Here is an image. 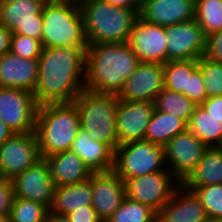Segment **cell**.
Returning <instances> with one entry per match:
<instances>
[{"instance_id":"36","label":"cell","mask_w":222,"mask_h":222,"mask_svg":"<svg viewBox=\"0 0 222 222\" xmlns=\"http://www.w3.org/2000/svg\"><path fill=\"white\" fill-rule=\"evenodd\" d=\"M183 95L195 105H201L207 99L205 83L199 66L192 72L191 76H188L187 91H184Z\"/></svg>"},{"instance_id":"3","label":"cell","mask_w":222,"mask_h":222,"mask_svg":"<svg viewBox=\"0 0 222 222\" xmlns=\"http://www.w3.org/2000/svg\"><path fill=\"white\" fill-rule=\"evenodd\" d=\"M87 45L127 43L140 9H122L105 0H78Z\"/></svg>"},{"instance_id":"12","label":"cell","mask_w":222,"mask_h":222,"mask_svg":"<svg viewBox=\"0 0 222 222\" xmlns=\"http://www.w3.org/2000/svg\"><path fill=\"white\" fill-rule=\"evenodd\" d=\"M207 148L188 129L177 134L164 145L167 169L182 183L196 168Z\"/></svg>"},{"instance_id":"16","label":"cell","mask_w":222,"mask_h":222,"mask_svg":"<svg viewBox=\"0 0 222 222\" xmlns=\"http://www.w3.org/2000/svg\"><path fill=\"white\" fill-rule=\"evenodd\" d=\"M127 43L140 62H166L167 36L163 26L147 23L138 17Z\"/></svg>"},{"instance_id":"8","label":"cell","mask_w":222,"mask_h":222,"mask_svg":"<svg viewBox=\"0 0 222 222\" xmlns=\"http://www.w3.org/2000/svg\"><path fill=\"white\" fill-rule=\"evenodd\" d=\"M125 197L158 212L173 196L181 182L169 169L123 180Z\"/></svg>"},{"instance_id":"43","label":"cell","mask_w":222,"mask_h":222,"mask_svg":"<svg viewBox=\"0 0 222 222\" xmlns=\"http://www.w3.org/2000/svg\"><path fill=\"white\" fill-rule=\"evenodd\" d=\"M13 134V130H11L0 118V145H2Z\"/></svg>"},{"instance_id":"26","label":"cell","mask_w":222,"mask_h":222,"mask_svg":"<svg viewBox=\"0 0 222 222\" xmlns=\"http://www.w3.org/2000/svg\"><path fill=\"white\" fill-rule=\"evenodd\" d=\"M188 129V124L171 113L154 110L144 140L164 146L177 134Z\"/></svg>"},{"instance_id":"20","label":"cell","mask_w":222,"mask_h":222,"mask_svg":"<svg viewBox=\"0 0 222 222\" xmlns=\"http://www.w3.org/2000/svg\"><path fill=\"white\" fill-rule=\"evenodd\" d=\"M147 23L168 27L195 19V2L192 0H148L139 11Z\"/></svg>"},{"instance_id":"29","label":"cell","mask_w":222,"mask_h":222,"mask_svg":"<svg viewBox=\"0 0 222 222\" xmlns=\"http://www.w3.org/2000/svg\"><path fill=\"white\" fill-rule=\"evenodd\" d=\"M154 106L156 110L171 113L183 119L187 124L196 105L182 93H177L166 88L157 95Z\"/></svg>"},{"instance_id":"47","label":"cell","mask_w":222,"mask_h":222,"mask_svg":"<svg viewBox=\"0 0 222 222\" xmlns=\"http://www.w3.org/2000/svg\"><path fill=\"white\" fill-rule=\"evenodd\" d=\"M7 1H13V0H0V3L1 2H7Z\"/></svg>"},{"instance_id":"9","label":"cell","mask_w":222,"mask_h":222,"mask_svg":"<svg viewBox=\"0 0 222 222\" xmlns=\"http://www.w3.org/2000/svg\"><path fill=\"white\" fill-rule=\"evenodd\" d=\"M37 109L32 92L0 87V118L14 133L35 132Z\"/></svg>"},{"instance_id":"21","label":"cell","mask_w":222,"mask_h":222,"mask_svg":"<svg viewBox=\"0 0 222 222\" xmlns=\"http://www.w3.org/2000/svg\"><path fill=\"white\" fill-rule=\"evenodd\" d=\"M38 60L21 58L11 51L0 57V87L34 92L38 80Z\"/></svg>"},{"instance_id":"46","label":"cell","mask_w":222,"mask_h":222,"mask_svg":"<svg viewBox=\"0 0 222 222\" xmlns=\"http://www.w3.org/2000/svg\"><path fill=\"white\" fill-rule=\"evenodd\" d=\"M0 222H9V216H0Z\"/></svg>"},{"instance_id":"34","label":"cell","mask_w":222,"mask_h":222,"mask_svg":"<svg viewBox=\"0 0 222 222\" xmlns=\"http://www.w3.org/2000/svg\"><path fill=\"white\" fill-rule=\"evenodd\" d=\"M205 83L207 98L222 95V63L214 62L203 56L198 60Z\"/></svg>"},{"instance_id":"44","label":"cell","mask_w":222,"mask_h":222,"mask_svg":"<svg viewBox=\"0 0 222 222\" xmlns=\"http://www.w3.org/2000/svg\"><path fill=\"white\" fill-rule=\"evenodd\" d=\"M45 222H70V220L66 216L56 215L49 211L47 213Z\"/></svg>"},{"instance_id":"19","label":"cell","mask_w":222,"mask_h":222,"mask_svg":"<svg viewBox=\"0 0 222 222\" xmlns=\"http://www.w3.org/2000/svg\"><path fill=\"white\" fill-rule=\"evenodd\" d=\"M157 222H211L206 209L193 191L180 185L157 212Z\"/></svg>"},{"instance_id":"7","label":"cell","mask_w":222,"mask_h":222,"mask_svg":"<svg viewBox=\"0 0 222 222\" xmlns=\"http://www.w3.org/2000/svg\"><path fill=\"white\" fill-rule=\"evenodd\" d=\"M167 169L164 146L146 140L119 145L114 151L113 171L127 180Z\"/></svg>"},{"instance_id":"37","label":"cell","mask_w":222,"mask_h":222,"mask_svg":"<svg viewBox=\"0 0 222 222\" xmlns=\"http://www.w3.org/2000/svg\"><path fill=\"white\" fill-rule=\"evenodd\" d=\"M204 58L222 63V30L206 37Z\"/></svg>"},{"instance_id":"35","label":"cell","mask_w":222,"mask_h":222,"mask_svg":"<svg viewBox=\"0 0 222 222\" xmlns=\"http://www.w3.org/2000/svg\"><path fill=\"white\" fill-rule=\"evenodd\" d=\"M42 49L40 40L24 35H11L10 51L21 58L38 60Z\"/></svg>"},{"instance_id":"33","label":"cell","mask_w":222,"mask_h":222,"mask_svg":"<svg viewBox=\"0 0 222 222\" xmlns=\"http://www.w3.org/2000/svg\"><path fill=\"white\" fill-rule=\"evenodd\" d=\"M206 209L211 222H222V184H211L193 190Z\"/></svg>"},{"instance_id":"24","label":"cell","mask_w":222,"mask_h":222,"mask_svg":"<svg viewBox=\"0 0 222 222\" xmlns=\"http://www.w3.org/2000/svg\"><path fill=\"white\" fill-rule=\"evenodd\" d=\"M88 205H92L91 177L80 183L57 186L49 211L66 216Z\"/></svg>"},{"instance_id":"27","label":"cell","mask_w":222,"mask_h":222,"mask_svg":"<svg viewBox=\"0 0 222 222\" xmlns=\"http://www.w3.org/2000/svg\"><path fill=\"white\" fill-rule=\"evenodd\" d=\"M188 130L207 147H222V120L210 115L202 105H196Z\"/></svg>"},{"instance_id":"15","label":"cell","mask_w":222,"mask_h":222,"mask_svg":"<svg viewBox=\"0 0 222 222\" xmlns=\"http://www.w3.org/2000/svg\"><path fill=\"white\" fill-rule=\"evenodd\" d=\"M154 102L117 100L116 131L118 144L144 140Z\"/></svg>"},{"instance_id":"2","label":"cell","mask_w":222,"mask_h":222,"mask_svg":"<svg viewBox=\"0 0 222 222\" xmlns=\"http://www.w3.org/2000/svg\"><path fill=\"white\" fill-rule=\"evenodd\" d=\"M140 63L128 43H101L86 49L85 89L118 95Z\"/></svg>"},{"instance_id":"4","label":"cell","mask_w":222,"mask_h":222,"mask_svg":"<svg viewBox=\"0 0 222 222\" xmlns=\"http://www.w3.org/2000/svg\"><path fill=\"white\" fill-rule=\"evenodd\" d=\"M80 128V116L74 103L38 105L35 134L41 158L70 150Z\"/></svg>"},{"instance_id":"38","label":"cell","mask_w":222,"mask_h":222,"mask_svg":"<svg viewBox=\"0 0 222 222\" xmlns=\"http://www.w3.org/2000/svg\"><path fill=\"white\" fill-rule=\"evenodd\" d=\"M14 198V188L11 179L0 177V216H9Z\"/></svg>"},{"instance_id":"17","label":"cell","mask_w":222,"mask_h":222,"mask_svg":"<svg viewBox=\"0 0 222 222\" xmlns=\"http://www.w3.org/2000/svg\"><path fill=\"white\" fill-rule=\"evenodd\" d=\"M163 88V64L140 62L117 97L127 101L154 102Z\"/></svg>"},{"instance_id":"25","label":"cell","mask_w":222,"mask_h":222,"mask_svg":"<svg viewBox=\"0 0 222 222\" xmlns=\"http://www.w3.org/2000/svg\"><path fill=\"white\" fill-rule=\"evenodd\" d=\"M222 184V147H208L196 168L181 183L187 190Z\"/></svg>"},{"instance_id":"23","label":"cell","mask_w":222,"mask_h":222,"mask_svg":"<svg viewBox=\"0 0 222 222\" xmlns=\"http://www.w3.org/2000/svg\"><path fill=\"white\" fill-rule=\"evenodd\" d=\"M55 186L83 182L92 172L83 160L71 149L45 157Z\"/></svg>"},{"instance_id":"5","label":"cell","mask_w":222,"mask_h":222,"mask_svg":"<svg viewBox=\"0 0 222 222\" xmlns=\"http://www.w3.org/2000/svg\"><path fill=\"white\" fill-rule=\"evenodd\" d=\"M42 20L43 48L88 47L78 0H47Z\"/></svg>"},{"instance_id":"42","label":"cell","mask_w":222,"mask_h":222,"mask_svg":"<svg viewBox=\"0 0 222 222\" xmlns=\"http://www.w3.org/2000/svg\"><path fill=\"white\" fill-rule=\"evenodd\" d=\"M109 4L122 9H140L133 0H105Z\"/></svg>"},{"instance_id":"13","label":"cell","mask_w":222,"mask_h":222,"mask_svg":"<svg viewBox=\"0 0 222 222\" xmlns=\"http://www.w3.org/2000/svg\"><path fill=\"white\" fill-rule=\"evenodd\" d=\"M165 32L167 36L166 62L199 60L204 55L206 36L195 19L165 27Z\"/></svg>"},{"instance_id":"6","label":"cell","mask_w":222,"mask_h":222,"mask_svg":"<svg viewBox=\"0 0 222 222\" xmlns=\"http://www.w3.org/2000/svg\"><path fill=\"white\" fill-rule=\"evenodd\" d=\"M117 100L115 94L84 89L73 102L79 112L81 129L113 151L119 146L116 131Z\"/></svg>"},{"instance_id":"18","label":"cell","mask_w":222,"mask_h":222,"mask_svg":"<svg viewBox=\"0 0 222 222\" xmlns=\"http://www.w3.org/2000/svg\"><path fill=\"white\" fill-rule=\"evenodd\" d=\"M92 206L101 220H108L125 198L123 180L113 171L91 174Z\"/></svg>"},{"instance_id":"40","label":"cell","mask_w":222,"mask_h":222,"mask_svg":"<svg viewBox=\"0 0 222 222\" xmlns=\"http://www.w3.org/2000/svg\"><path fill=\"white\" fill-rule=\"evenodd\" d=\"M201 105L210 115L222 120V95L207 98Z\"/></svg>"},{"instance_id":"28","label":"cell","mask_w":222,"mask_h":222,"mask_svg":"<svg viewBox=\"0 0 222 222\" xmlns=\"http://www.w3.org/2000/svg\"><path fill=\"white\" fill-rule=\"evenodd\" d=\"M198 67V59L172 60L163 64L164 88L184 93L187 91L188 76Z\"/></svg>"},{"instance_id":"30","label":"cell","mask_w":222,"mask_h":222,"mask_svg":"<svg viewBox=\"0 0 222 222\" xmlns=\"http://www.w3.org/2000/svg\"><path fill=\"white\" fill-rule=\"evenodd\" d=\"M195 20L206 37L222 30V0H197Z\"/></svg>"},{"instance_id":"22","label":"cell","mask_w":222,"mask_h":222,"mask_svg":"<svg viewBox=\"0 0 222 222\" xmlns=\"http://www.w3.org/2000/svg\"><path fill=\"white\" fill-rule=\"evenodd\" d=\"M71 150L76 153L92 173L111 171L114 166V151L106 144L94 140L80 128Z\"/></svg>"},{"instance_id":"10","label":"cell","mask_w":222,"mask_h":222,"mask_svg":"<svg viewBox=\"0 0 222 222\" xmlns=\"http://www.w3.org/2000/svg\"><path fill=\"white\" fill-rule=\"evenodd\" d=\"M47 0H13L0 3V23L12 35H24L41 41L42 8Z\"/></svg>"},{"instance_id":"14","label":"cell","mask_w":222,"mask_h":222,"mask_svg":"<svg viewBox=\"0 0 222 222\" xmlns=\"http://www.w3.org/2000/svg\"><path fill=\"white\" fill-rule=\"evenodd\" d=\"M11 181L15 197L41 203L50 209L56 186L45 158L39 159L32 167L15 175Z\"/></svg>"},{"instance_id":"39","label":"cell","mask_w":222,"mask_h":222,"mask_svg":"<svg viewBox=\"0 0 222 222\" xmlns=\"http://www.w3.org/2000/svg\"><path fill=\"white\" fill-rule=\"evenodd\" d=\"M66 217L70 222H99L101 220L92 205L83 206L67 214Z\"/></svg>"},{"instance_id":"41","label":"cell","mask_w":222,"mask_h":222,"mask_svg":"<svg viewBox=\"0 0 222 222\" xmlns=\"http://www.w3.org/2000/svg\"><path fill=\"white\" fill-rule=\"evenodd\" d=\"M11 31L0 23V57L10 51Z\"/></svg>"},{"instance_id":"1","label":"cell","mask_w":222,"mask_h":222,"mask_svg":"<svg viewBox=\"0 0 222 222\" xmlns=\"http://www.w3.org/2000/svg\"><path fill=\"white\" fill-rule=\"evenodd\" d=\"M87 47L43 48L33 97L38 105L73 103L85 89Z\"/></svg>"},{"instance_id":"48","label":"cell","mask_w":222,"mask_h":222,"mask_svg":"<svg viewBox=\"0 0 222 222\" xmlns=\"http://www.w3.org/2000/svg\"><path fill=\"white\" fill-rule=\"evenodd\" d=\"M99 222H109L108 220H100Z\"/></svg>"},{"instance_id":"32","label":"cell","mask_w":222,"mask_h":222,"mask_svg":"<svg viewBox=\"0 0 222 222\" xmlns=\"http://www.w3.org/2000/svg\"><path fill=\"white\" fill-rule=\"evenodd\" d=\"M49 209L38 202L15 197L9 222H45Z\"/></svg>"},{"instance_id":"31","label":"cell","mask_w":222,"mask_h":222,"mask_svg":"<svg viewBox=\"0 0 222 222\" xmlns=\"http://www.w3.org/2000/svg\"><path fill=\"white\" fill-rule=\"evenodd\" d=\"M109 222H157V212L150 206L124 198Z\"/></svg>"},{"instance_id":"45","label":"cell","mask_w":222,"mask_h":222,"mask_svg":"<svg viewBox=\"0 0 222 222\" xmlns=\"http://www.w3.org/2000/svg\"><path fill=\"white\" fill-rule=\"evenodd\" d=\"M148 0H133V2L141 8Z\"/></svg>"},{"instance_id":"11","label":"cell","mask_w":222,"mask_h":222,"mask_svg":"<svg viewBox=\"0 0 222 222\" xmlns=\"http://www.w3.org/2000/svg\"><path fill=\"white\" fill-rule=\"evenodd\" d=\"M41 159L35 132L14 133L0 145V177L12 179Z\"/></svg>"}]
</instances>
